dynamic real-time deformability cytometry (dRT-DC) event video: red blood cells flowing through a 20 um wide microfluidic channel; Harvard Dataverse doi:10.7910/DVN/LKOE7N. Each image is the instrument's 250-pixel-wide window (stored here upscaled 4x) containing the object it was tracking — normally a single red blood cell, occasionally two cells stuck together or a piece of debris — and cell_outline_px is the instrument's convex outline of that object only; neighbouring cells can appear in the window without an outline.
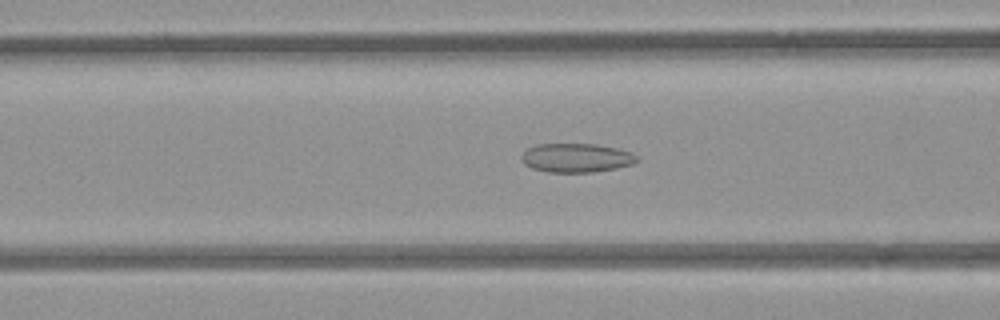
{"species": "common noctule bat (a hibernating species)", "species_latin": "Nyctalus noctula", "temperature_condition": "room temperature", "stored_images_in_passage": 40, "camera_frame_rate_fps": 3000, "um_per_image_px": 0.085, "animal": {"sex": "female", "body_mass_g": 21.9}, "frame": {"image": 1, "passage_image": 15, "time_ms": 4.667, "image_size_px": [1000, 320], "cell_outline_px": [[640, 160], [632, 164], [616, 168], [592, 172], [548, 172], [532, 168], [524, 164], [520, 156], [528, 148], [536, 144], [596, 144], [616, 148], [632, 152]], "centroid_in_image_um": [48.99, 13.41], "position_along_channel_um": 117.6, "area_um2": 19.48}}
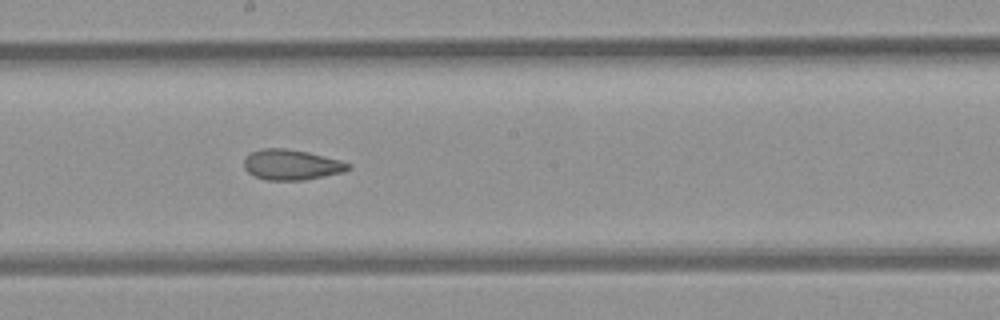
{"frame": {"image": 2, "passage_image": 23, "time_ms": 7.333, "image_size_px": [1000, 320], "cell_outline_px": [[352, 168], [344, 172], [304, 180], [268, 180], [256, 176], [248, 172], [244, 168], [244, 160], [252, 152], [264, 148], [284, 148], [308, 152], [340, 160], [352, 164]], "centroid_in_image_um": [24.82, 14.0], "position_along_channel_um": 223.4, "area_um2": 18.38}}
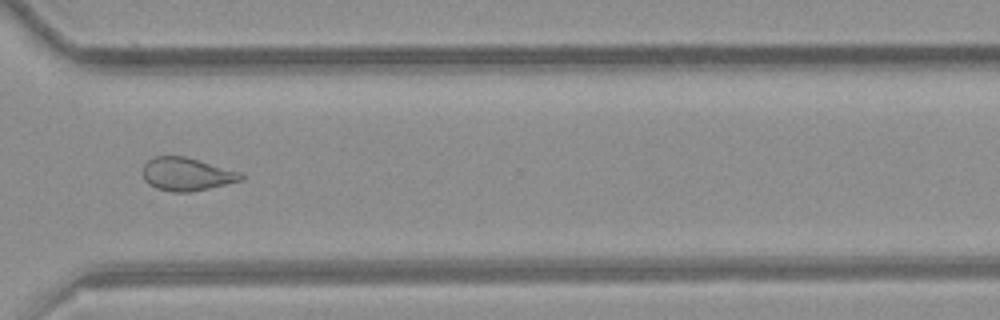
{"frame": {"image": 3, "passage_image": 33, "time_ms": 10.667, "image_size_px": [1000, 320], "cell_outline_px": [[244, 180], [208, 188], [188, 192], [172, 192], [156, 188], [148, 184], [144, 180], [144, 164], [152, 156], [184, 156], [240, 172], [244, 176]], "centroid_in_image_um": [15.85, 14.8], "position_along_channel_um": 354.7, "area_um2": 18.79}}